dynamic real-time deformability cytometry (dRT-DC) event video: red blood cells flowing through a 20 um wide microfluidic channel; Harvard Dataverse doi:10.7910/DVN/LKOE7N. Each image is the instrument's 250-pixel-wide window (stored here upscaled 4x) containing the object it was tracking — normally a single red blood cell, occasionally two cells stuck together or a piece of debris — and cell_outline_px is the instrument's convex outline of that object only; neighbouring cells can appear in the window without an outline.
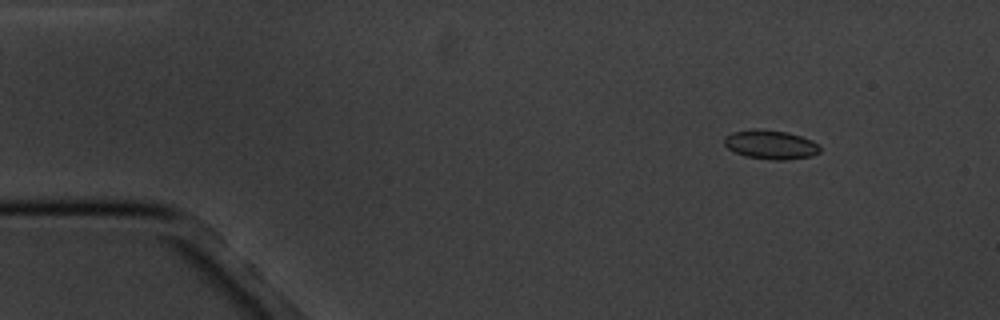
{"species": "common noctule bat (a hibernating species)", "species_latin": "Nyctalus noctula", "temperature_condition": "cold", "stored_images_in_passage": 4, "camera_frame_rate_fps": 3000, "um_per_image_px": 0.085, "animal": {"sex": "male", "body_mass_g": 20.1, "forearm_length_mm": 53.5}, "frame": {"image": 1, "passage_image": 2, "time_ms": 1.333, "image_size_px": [1000, 320], "cell_outline_px": [[820, 152], [812, 156], [788, 160], [772, 160], [744, 156], [728, 148], [724, 144], [724, 136], [732, 132], [752, 128], [764, 128], [788, 132], [812, 140], [820, 144]], "centroid_in_image_um": [65.51, 12.28], "position_along_channel_um": 19.5, "area_um2": 16.59}}
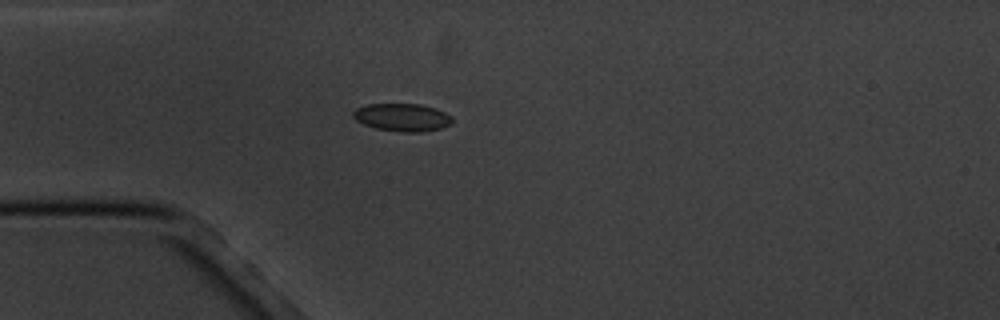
{"frame": {"image": 2, "passage_image": 4, "time_ms": 4.333, "image_size_px": [1000, 320], "cell_outline_px": [[452, 124], [440, 128], [420, 132], [400, 132], [376, 128], [364, 124], [356, 120], [352, 116], [352, 112], [356, 108], [368, 104], [420, 104], [436, 108], [452, 116]], "centroid_in_image_um": [34.19, 9.97], "position_along_channel_um": 50.8, "area_um2": 16.07}}